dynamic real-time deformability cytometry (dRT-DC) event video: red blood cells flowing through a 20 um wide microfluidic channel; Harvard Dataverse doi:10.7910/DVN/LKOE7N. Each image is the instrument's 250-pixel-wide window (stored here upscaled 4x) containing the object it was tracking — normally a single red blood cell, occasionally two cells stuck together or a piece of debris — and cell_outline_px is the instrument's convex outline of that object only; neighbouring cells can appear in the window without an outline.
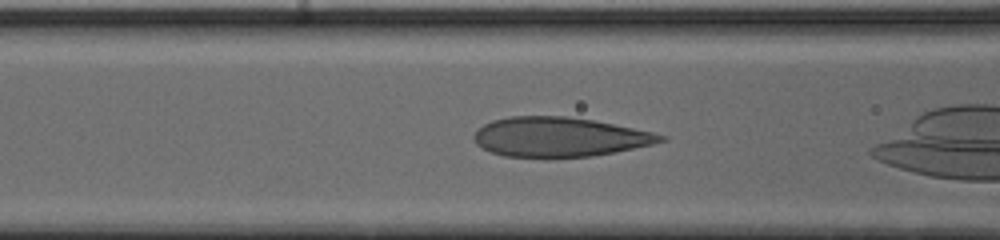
{"species": "human", "species_latin": "Homo sapiens", "temperature_condition": "cold", "stored_images_in_passage": 8, "camera_frame_rate_fps": 3000, "um_per_image_px": 0.085, "donor": {"sex": "male"}, "frame": {"image": 1, "passage_image": 6, "time_ms": 1.667, "image_size_px": [1000, 240], "cell_outline_px": [[668, 140], [652, 144], [592, 156], [504, 156], [492, 152], [476, 144], [472, 136], [484, 124], [492, 120], [508, 116], [568, 116], [592, 120], [652, 132], [668, 136]], "centroid_in_image_um": [47.53, 11.62], "position_along_channel_um": 119.1, "area_um2": 42.31}}